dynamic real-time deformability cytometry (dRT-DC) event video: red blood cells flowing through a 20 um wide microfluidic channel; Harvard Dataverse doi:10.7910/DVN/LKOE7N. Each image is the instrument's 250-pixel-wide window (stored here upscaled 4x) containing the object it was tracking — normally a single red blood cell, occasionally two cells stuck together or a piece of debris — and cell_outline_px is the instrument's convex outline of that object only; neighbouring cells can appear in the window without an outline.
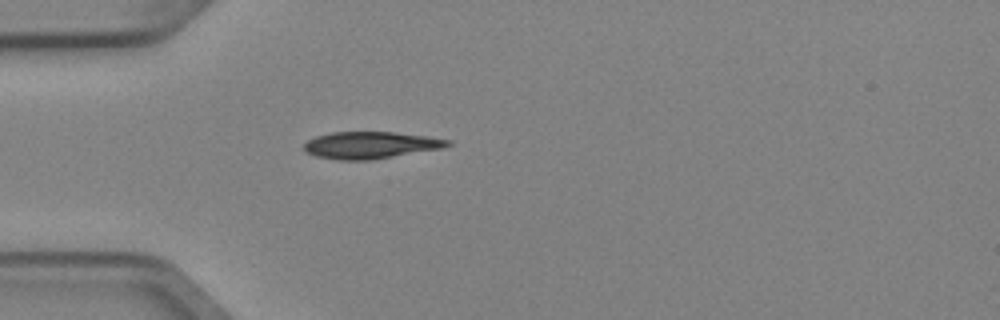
{"species": "Egyptian fruit bat (a non-hibernating species)", "species_latin": "Rousettus aegyptiacus", "temperature_condition": "cold", "stored_images_in_passage": 5, "camera_frame_rate_fps": 3000, "um_per_image_px": 0.085, "animal": {"sex": "female"}, "frame": {"image": 1, "passage_image": 5, "time_ms": 1.333, "image_size_px": [1000, 320], "cell_outline_px": [[452, 144], [440, 148], [372, 160], [340, 160], [316, 156], [308, 152], [304, 148], [304, 144], [308, 140], [316, 136], [332, 132], [396, 132], [428, 136], [452, 140]], "centroid_in_image_um": [31.51, 12.33], "position_along_channel_um": 53.5, "area_um2": 22.43}}